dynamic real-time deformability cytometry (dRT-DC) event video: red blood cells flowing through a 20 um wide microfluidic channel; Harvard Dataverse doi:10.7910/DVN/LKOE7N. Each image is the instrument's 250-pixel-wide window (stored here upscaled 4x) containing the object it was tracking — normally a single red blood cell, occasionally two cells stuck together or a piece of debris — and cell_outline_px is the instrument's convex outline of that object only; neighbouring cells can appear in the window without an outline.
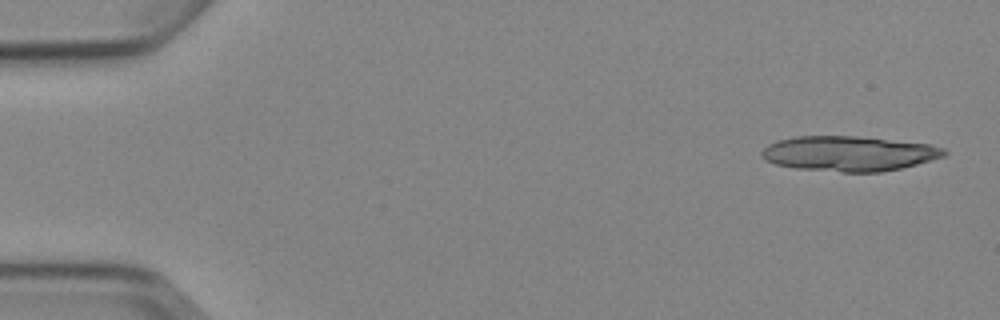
{"species": "Egyptian fruit bat (a non-hibernating species)", "species_latin": "Rousettus aegyptiacus", "temperature_condition": "cold", "stored_images_in_passage": 5, "segment_of_instrument_passage": [1, 2], "camera_frame_rate_fps": 3000, "um_per_image_px": 0.085, "animal": {"sex": "female"}, "frame": {"image": 1, "passage_image": 1, "time_ms": 0.0, "image_size_px": [1000, 320], "cell_outline_px": [[948, 152], [944, 156], [916, 164], [900, 168], [880, 172], [840, 172], [796, 168], [776, 164], [764, 160], [760, 156], [760, 152], [768, 144], [776, 140], [796, 136], [856, 136], [932, 144], [944, 148]], "centroid_in_image_um": [72.13, 13.04], "position_along_channel_um": 12.9, "area_um2": 37.4}}